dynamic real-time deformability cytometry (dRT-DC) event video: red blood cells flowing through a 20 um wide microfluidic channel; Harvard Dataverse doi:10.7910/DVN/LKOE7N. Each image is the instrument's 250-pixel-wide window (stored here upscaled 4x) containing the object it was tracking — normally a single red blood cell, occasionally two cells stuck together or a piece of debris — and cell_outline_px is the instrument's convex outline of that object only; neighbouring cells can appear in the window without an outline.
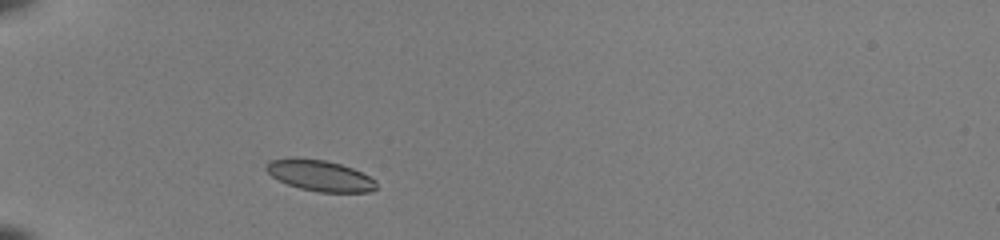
{"species": "common noctule bat (a hibernating species)", "species_latin": "Nyctalus noctula", "temperature_condition": "room temperature", "stored_images_in_passage": 38, "camera_frame_rate_fps": 3000, "um_per_image_px": 0.085, "animal": {"sex": "female", "body_mass_g": 22.0, "forearm_length_mm": 56.7}, "frame": {"image": 1, "passage_image": 4, "time_ms": 1.0, "image_size_px": [1000, 240], "cell_outline_px": [[376, 188], [372, 192], [320, 192], [300, 188], [288, 184], [272, 176], [264, 168], [268, 160], [324, 160], [340, 164], [352, 168], [376, 180]], "centroid_in_image_um": [27.24, 14.96], "position_along_channel_um": 57.8, "area_um2": 19.19}}
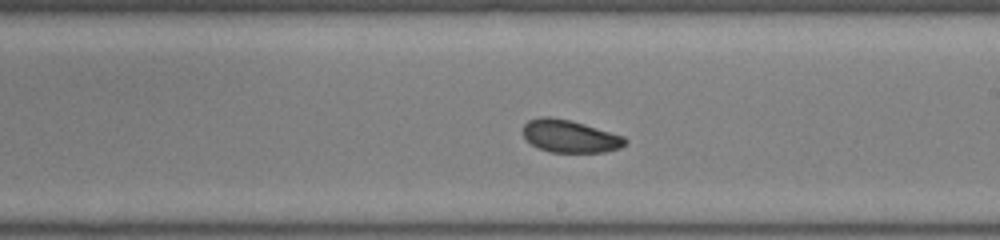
{"frame": {"image": 2, "passage_image": 19, "time_ms": 6.0, "image_size_px": [1000, 240], "cell_outline_px": [[628, 140], [620, 148], [604, 152], [552, 152], [540, 148], [532, 144], [524, 136], [524, 124], [528, 120], [540, 116], [552, 116], [584, 124], [624, 136]], "centroid_in_image_um": [48.45, 11.57], "position_along_channel_um": 240.6, "area_um2": 19.19}}
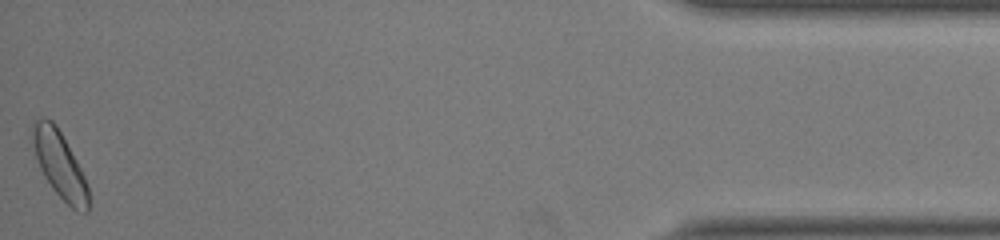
{"frame": {"image": 3, "passage_image": 38, "time_ms": 12.333, "image_size_px": [1000, 240], "cell_outline_px": [[88, 212], [84, 212], [72, 208], [52, 188], [44, 176], [40, 168], [32, 144], [32, 124], [40, 116], [44, 116], [52, 120], [56, 124], [76, 160], [88, 184]], "centroid_in_image_um": [5.05, 13.94], "position_along_channel_um": 430.2, "area_um2": 21.39}, "authors_computed_cell_mechanics": {"area_um2": 19.7387, "velocity_mm_per_s": 4.0467, "shape_relaxation_time_tau1_ms": 6.9764, "shape_relaxation_time_tau2_ms": 1.9901, "deformation_change_tau1": 0.1139, "deformation_change_tau2": 0.0653}}